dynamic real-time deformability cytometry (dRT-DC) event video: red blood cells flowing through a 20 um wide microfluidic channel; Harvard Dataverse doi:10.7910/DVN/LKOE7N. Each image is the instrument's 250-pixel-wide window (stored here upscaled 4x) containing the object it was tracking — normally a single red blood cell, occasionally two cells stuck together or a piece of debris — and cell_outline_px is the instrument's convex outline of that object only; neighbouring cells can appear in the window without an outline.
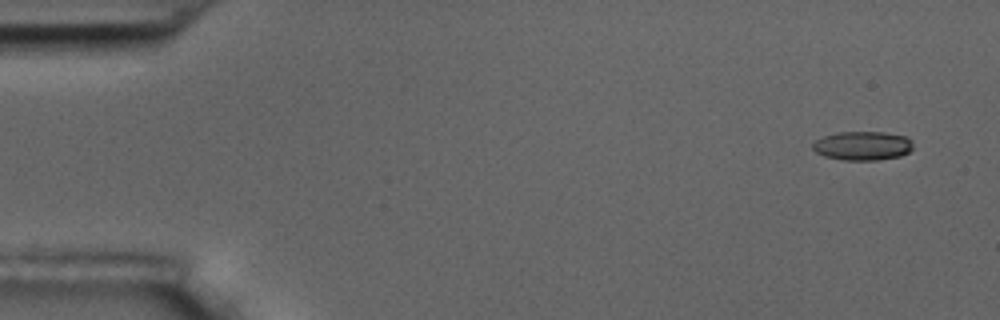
{"species": "common noctule bat (a hibernating species)", "species_latin": "Nyctalus noctula", "temperature_condition": "room temperature", "stored_images_in_passage": 6, "camera_frame_rate_fps": 3000, "um_per_image_px": 0.085, "animal": {"sex": "male", "body_mass_g": 17.5, "forearm_length_mm": 52.3}, "frame": {"image": 1, "passage_image": 1, "time_ms": 0.0, "image_size_px": [1000, 320], "cell_outline_px": [[912, 148], [908, 152], [900, 156], [876, 160], [844, 160], [824, 156], [816, 152], [812, 148], [812, 144], [816, 140], [824, 136], [836, 132], [884, 132], [904, 136], [912, 140]], "centroid_in_image_um": [73.3, 12.39], "position_along_channel_um": 11.7, "area_um2": 16.88}}
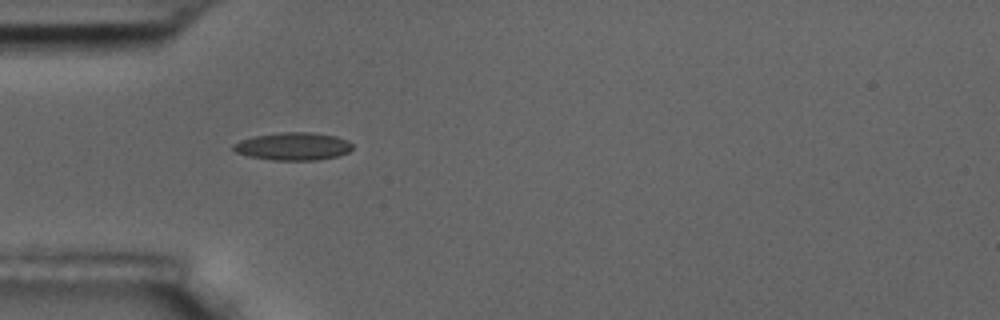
{"frame": {"image": 2, "passage_image": 5, "time_ms": 4.667, "image_size_px": [1000, 320], "cell_outline_px": [[352, 148], [348, 152], [336, 156], [316, 160], [272, 160], [248, 156], [236, 152], [232, 148], [232, 144], [240, 140], [252, 136], [280, 132], [308, 132], [336, 136], [348, 140], [352, 144]], "centroid_in_image_um": [24.88, 12.43], "position_along_channel_um": 60.1, "area_um2": 19.31}}